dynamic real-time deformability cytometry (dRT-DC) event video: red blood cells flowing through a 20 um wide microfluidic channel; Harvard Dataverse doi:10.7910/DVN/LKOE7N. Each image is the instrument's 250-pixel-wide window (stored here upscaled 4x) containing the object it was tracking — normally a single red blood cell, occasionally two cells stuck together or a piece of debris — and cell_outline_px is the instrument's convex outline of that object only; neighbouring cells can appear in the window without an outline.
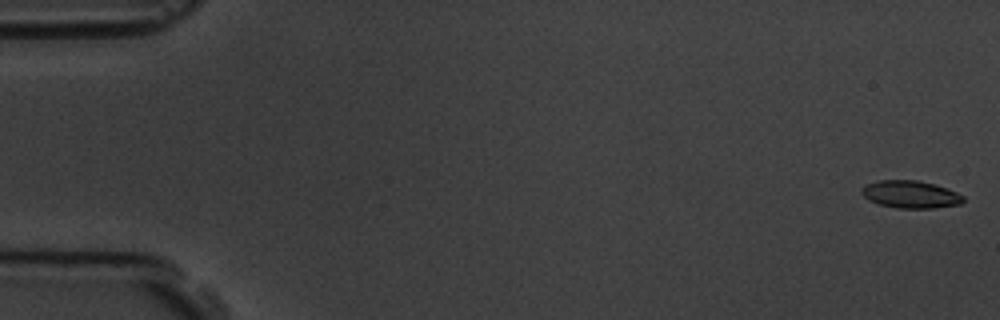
{"species": "common noctule bat (a hibernating species)", "species_latin": "Nyctalus noctula", "temperature_condition": "room temperature", "stored_images_in_passage": 57, "camera_frame_rate_fps": 3000, "um_per_image_px": 0.085, "animal": {"sex": "male", "body_mass_g": 19.5, "forearm_length_mm": 54.6}, "frame": {"image": 1, "passage_image": 1, "time_ms": 0.0, "image_size_px": [1000, 320], "cell_outline_px": [[964, 200], [960, 204], [932, 208], [896, 208], [880, 204], [868, 200], [860, 192], [860, 188], [864, 184], [876, 180], [916, 180], [932, 184], [956, 192], [964, 196]], "centroid_in_image_um": [77.32, 16.52], "position_along_channel_um": 7.7, "area_um2": 16.24}}
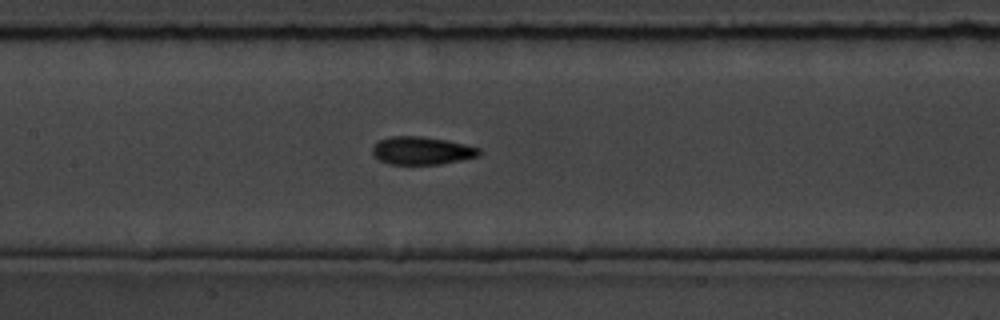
{"frame": {"image": 2, "passage_image": 27, "time_ms": 8.667, "image_size_px": [1000, 320], "cell_outline_px": [[484, 152], [480, 156], [440, 164], [388, 164], [372, 156], [372, 148], [380, 140], [392, 136], [420, 136], [448, 140], [480, 148]], "centroid_in_image_um": [35.88, 12.81], "position_along_channel_um": 171.5, "area_um2": 17.46}}
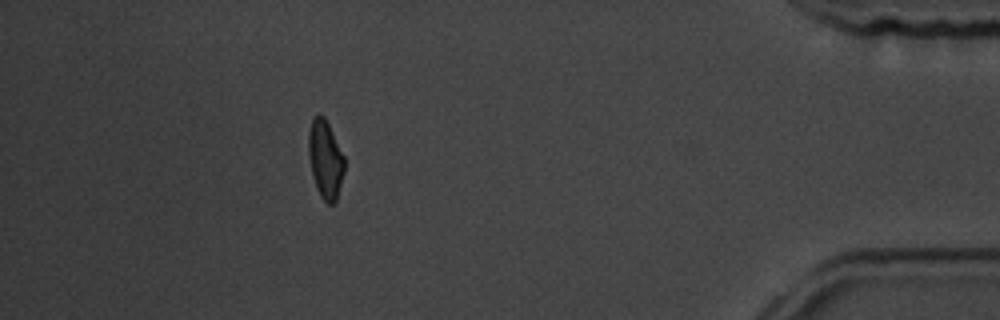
{"frame": {"image": 3, "passage_image": 51, "time_ms": 16.667, "image_size_px": [1000, 320], "cell_outline_px": [[344, 172], [336, 200], [332, 204], [328, 204], [320, 196], [316, 188], [312, 176], [308, 156], [308, 132], [312, 116], [324, 116], [344, 156]], "centroid_in_image_um": [27.63, 13.55], "position_along_channel_um": 407.6, "area_um2": 16.36}, "authors_computed_cell_mechanics": {"area_um2": 16.8776, "velocity_mm_per_s": 3.6074, "shape_relaxation_time_tau1_ms": 3.8283, "shape_relaxation_time_tau2_ms": 2.5657, "deformation_change_tau1": 0.1276, "deformation_change_tau2": 0.0927}}